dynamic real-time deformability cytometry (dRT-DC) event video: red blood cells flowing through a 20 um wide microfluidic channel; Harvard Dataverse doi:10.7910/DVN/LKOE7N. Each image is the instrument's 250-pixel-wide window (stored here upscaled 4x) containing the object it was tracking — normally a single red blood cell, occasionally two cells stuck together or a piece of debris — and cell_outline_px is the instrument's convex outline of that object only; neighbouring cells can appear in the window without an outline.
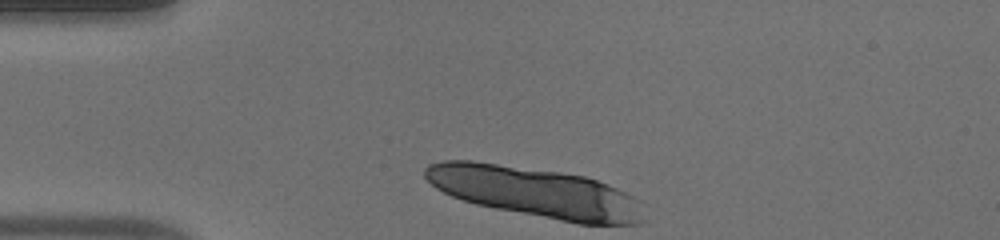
{"species": "human", "species_latin": "Homo sapiens", "temperature_condition": "warm", "stored_images_in_passage": 1, "camera_frame_rate_fps": 3000, "um_per_image_px": 0.085, "donor": {"sex": "male"}, "frame": {"image": 1, "passage_image": 1, "time_ms": 0.0, "image_size_px": [1000, 240], "cell_outline_px": [[648, 220], [640, 224], [576, 224], [476, 204], [452, 196], [436, 188], [424, 176], [424, 168], [428, 164], [444, 160], [472, 160], [560, 172], [584, 176], [608, 184], [640, 200]], "centroid_in_image_um": [45.56, 16.35], "position_along_channel_um": 39.4, "area_um2": 64.33}}